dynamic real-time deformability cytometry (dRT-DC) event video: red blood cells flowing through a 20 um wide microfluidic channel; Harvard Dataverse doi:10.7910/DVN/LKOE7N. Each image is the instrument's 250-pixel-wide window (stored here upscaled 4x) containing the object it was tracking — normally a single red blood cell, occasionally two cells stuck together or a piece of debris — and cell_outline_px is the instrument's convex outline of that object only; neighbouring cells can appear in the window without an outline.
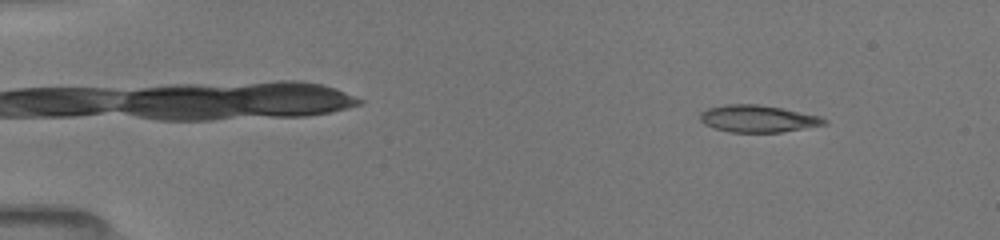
{"species": "common noctule bat (a hibernating species)", "species_latin": "Nyctalus noctula", "temperature_condition": "room temperature", "stored_images_in_passage": 12, "camera_frame_rate_fps": 3000, "um_per_image_px": 0.085, "animal": {"sex": "female", "body_mass_g": 19.5, "forearm_length_mm": 54.1}, "frame": {"image": 1, "passage_image": 3, "time_ms": 1.0, "image_size_px": [1000, 240], "cell_outline_px": [[828, 124], [780, 132], [728, 132], [712, 128], [704, 124], [700, 120], [700, 112], [708, 108], [724, 104], [760, 104], [820, 116], [828, 120]], "centroid_in_image_um": [64.39, 10.09], "position_along_channel_um": 20.6, "area_um2": 19.65}}
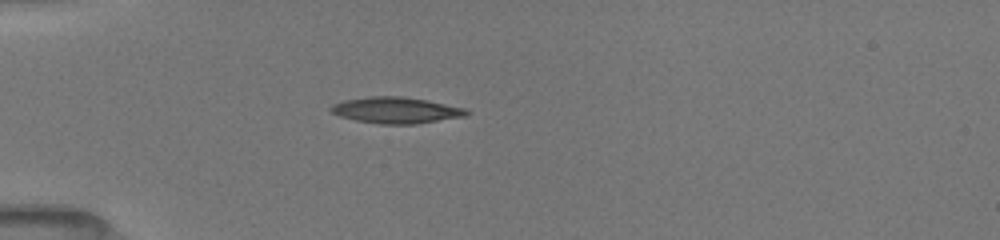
{"frame": {"image": 2, "passage_image": 9, "time_ms": 4.0, "image_size_px": [1000, 240], "cell_outline_px": [[472, 112], [464, 116], [416, 124], [380, 124], [356, 120], [340, 116], [332, 112], [328, 108], [332, 104], [344, 100], [372, 96], [404, 96], [428, 100], [464, 108]], "centroid_in_image_um": [33.66, 9.36], "position_along_channel_um": 51.3, "area_um2": 20.69}}
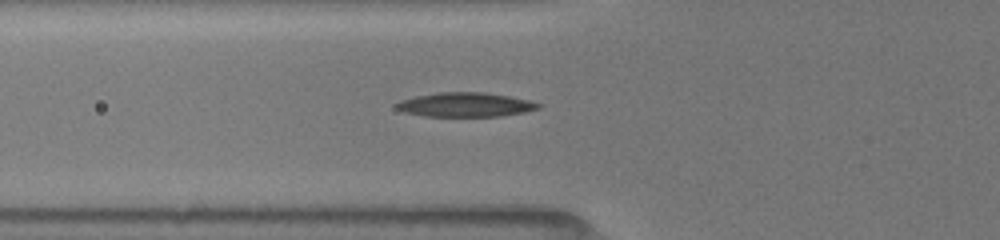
{"frame": {"image": 3, "passage_image": 11, "time_ms": 5.333, "image_size_px": [1000, 240], "cell_outline_px": [[540, 108], [524, 112], [500, 116], [424, 116], [404, 112], [396, 108], [396, 104], [400, 100], [416, 96], [436, 92], [484, 92], [508, 96], [528, 100], [540, 104]], "centroid_in_image_um": [39.53, 8.89], "position_along_channel_um": 86.3, "area_um2": 19.94}}